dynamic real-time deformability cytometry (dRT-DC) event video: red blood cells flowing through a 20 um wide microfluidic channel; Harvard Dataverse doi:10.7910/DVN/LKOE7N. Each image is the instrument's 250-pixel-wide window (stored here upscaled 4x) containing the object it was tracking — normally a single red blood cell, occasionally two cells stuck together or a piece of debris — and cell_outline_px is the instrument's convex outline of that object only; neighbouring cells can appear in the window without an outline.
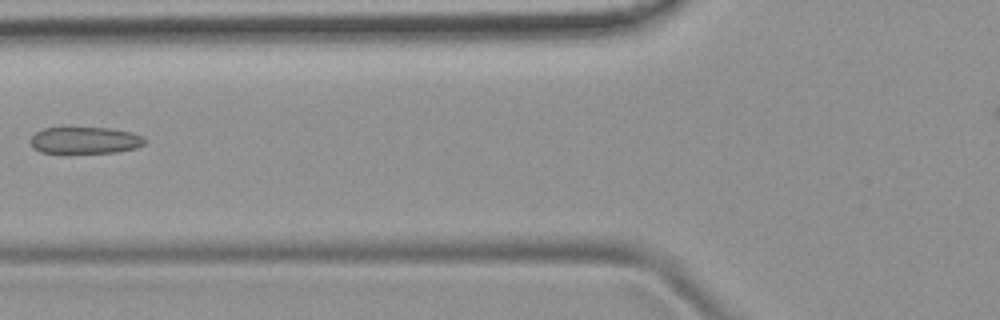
{"species": "common noctule bat (a hibernating species)", "species_latin": "Nyctalus noctula", "temperature_condition": "room temperature", "stored_images_in_passage": 4, "camera_frame_rate_fps": 3000, "um_per_image_px": 0.085, "animal": {"sex": "female", "body_mass_g": 19.9}, "frame": {"image": 1, "passage_image": 3, "time_ms": 2.333, "image_size_px": [1000, 320], "cell_outline_px": [[148, 140], [144, 144], [136, 148], [116, 152], [40, 152], [32, 148], [28, 140], [36, 132], [44, 128], [112, 128], [132, 132], [144, 136]], "centroid_in_image_um": [7.25, 11.92], "position_along_channel_um": 118.6, "area_um2": 17.86}}
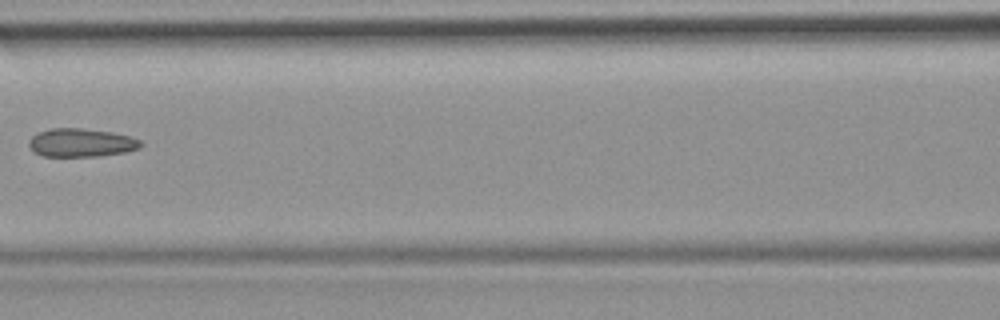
{"frame": {"image": 2, "passage_image": 4, "time_ms": 3.333, "image_size_px": [1000, 320], "cell_outline_px": [[144, 144], [140, 148], [128, 152], [100, 156], [44, 156], [36, 152], [28, 144], [28, 140], [32, 136], [40, 132], [52, 128], [80, 128], [112, 132], [128, 136], [140, 140]], "centroid_in_image_um": [6.95, 12.13], "position_along_channel_um": 159.7, "area_um2": 18.44}}